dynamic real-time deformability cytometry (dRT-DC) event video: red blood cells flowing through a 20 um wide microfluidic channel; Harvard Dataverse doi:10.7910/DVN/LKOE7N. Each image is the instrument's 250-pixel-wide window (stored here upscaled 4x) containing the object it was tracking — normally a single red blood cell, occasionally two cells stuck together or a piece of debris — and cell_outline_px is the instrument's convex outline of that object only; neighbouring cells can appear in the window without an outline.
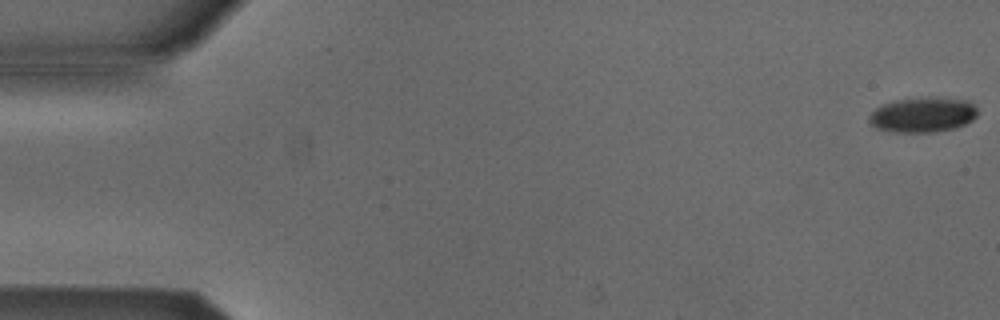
{"species": "Egyptian fruit bat (a non-hibernating species)", "species_latin": "Rousettus aegyptiacus", "temperature_condition": "cold", "stored_images_in_passage": 11, "camera_frame_rate_fps": 3000, "um_per_image_px": 0.085, "animal": {"sex": "male"}, "frame": {"image": 1, "passage_image": 1, "time_ms": 0.0, "image_size_px": [1000, 320], "cell_outline_px": [[976, 116], [972, 120], [964, 124], [952, 128], [936, 132], [892, 132], [876, 128], [868, 120], [868, 116], [876, 108], [884, 104], [900, 100], [968, 100], [976, 108]], "centroid_in_image_um": [78.39, 9.82], "position_along_channel_um": 6.6, "area_um2": 21.04}}